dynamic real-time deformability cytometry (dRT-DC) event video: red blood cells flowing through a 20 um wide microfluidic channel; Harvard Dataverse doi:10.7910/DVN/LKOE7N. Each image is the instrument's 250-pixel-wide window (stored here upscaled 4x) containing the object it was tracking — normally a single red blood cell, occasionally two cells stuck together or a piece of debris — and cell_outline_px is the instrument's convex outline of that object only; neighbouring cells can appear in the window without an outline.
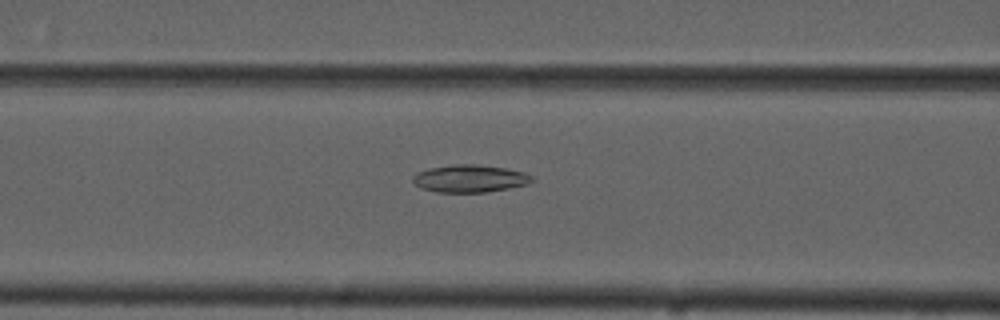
{"species": "common noctule bat (a hibernating species)", "species_latin": "Nyctalus noctula", "temperature_condition": "cold", "stored_images_in_passage": 34, "camera_frame_rate_fps": 3000, "um_per_image_px": 0.085, "animal": {"sex": "male", "forearm_length_mm": 52.5}, "frame": {"image": 1, "passage_image": 5, "time_ms": 1.333, "image_size_px": [1000, 320], "cell_outline_px": [[536, 180], [528, 184], [488, 192], [436, 192], [420, 188], [412, 180], [412, 176], [416, 172], [428, 168], [456, 164], [476, 164], [504, 168], [524, 172], [532, 176]], "centroid_in_image_um": [39.93, 15.18], "position_along_channel_um": 126.7, "area_um2": 19.19}}
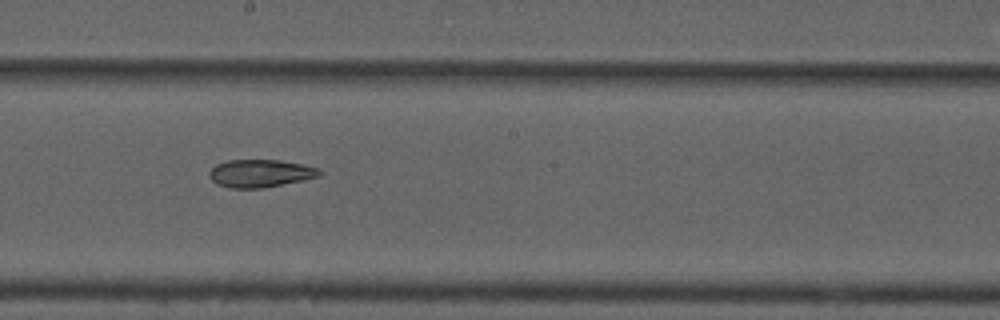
{"frame": {"image": 2, "passage_image": 13, "time_ms": 4.0, "image_size_px": [1000, 320], "cell_outline_px": [[324, 172], [320, 176], [304, 180], [264, 188], [232, 188], [216, 184], [208, 176], [208, 172], [216, 164], [228, 160], [280, 160], [320, 168]], "centroid_in_image_um": [22.14, 14.74], "position_along_channel_um": 226.1, "area_um2": 17.98}}
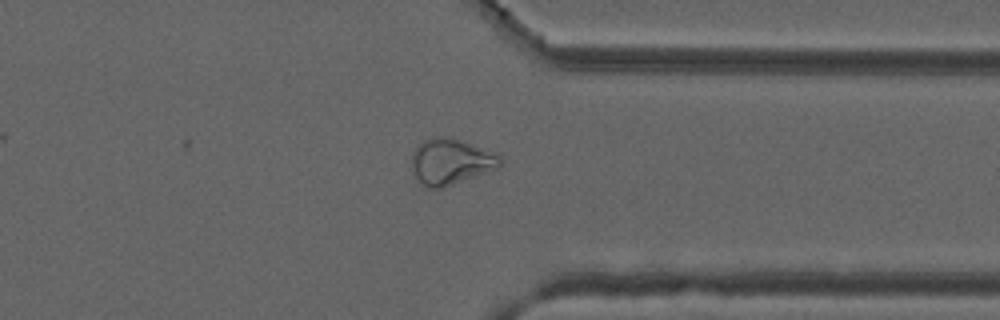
{"frame": {"image": 3, "passage_image": 25, "time_ms": 8.0, "image_size_px": [1000, 320], "cell_outline_px": [[500, 168], [444, 188], [428, 188], [412, 172], [412, 152], [424, 140], [436, 136], [444, 136], [464, 140], [500, 156]], "centroid_in_image_um": [38.32, 13.74], "position_along_channel_um": 373.1, "area_um2": 23.64}}